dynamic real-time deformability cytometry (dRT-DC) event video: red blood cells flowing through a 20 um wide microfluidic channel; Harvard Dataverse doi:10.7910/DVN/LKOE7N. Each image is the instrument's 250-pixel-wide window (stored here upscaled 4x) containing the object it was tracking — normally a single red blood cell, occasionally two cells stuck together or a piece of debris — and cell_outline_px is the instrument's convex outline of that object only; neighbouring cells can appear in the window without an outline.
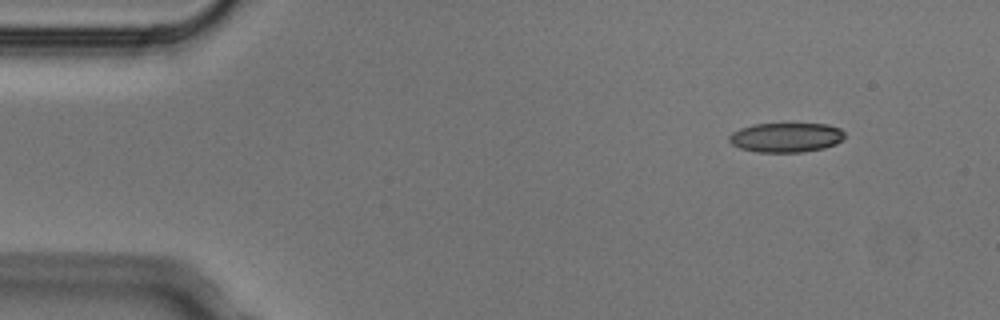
{"species": "Egyptian fruit bat (a non-hibernating species)", "species_latin": "Rousettus aegyptiacus", "temperature_condition": "cold", "stored_images_in_passage": 3, "camera_frame_rate_fps": 3000, "um_per_image_px": 0.085, "animal": {"sex": "male"}, "frame": {"image": 1, "passage_image": 1, "time_ms": 0.0, "image_size_px": [1000, 320], "cell_outline_px": [[844, 140], [836, 144], [824, 148], [804, 152], [756, 152], [740, 148], [732, 144], [728, 140], [728, 136], [732, 132], [740, 128], [756, 124], [828, 124], [840, 128], [844, 132]], "centroid_in_image_um": [66.83, 11.69], "position_along_channel_um": 18.2, "area_um2": 20.0}}